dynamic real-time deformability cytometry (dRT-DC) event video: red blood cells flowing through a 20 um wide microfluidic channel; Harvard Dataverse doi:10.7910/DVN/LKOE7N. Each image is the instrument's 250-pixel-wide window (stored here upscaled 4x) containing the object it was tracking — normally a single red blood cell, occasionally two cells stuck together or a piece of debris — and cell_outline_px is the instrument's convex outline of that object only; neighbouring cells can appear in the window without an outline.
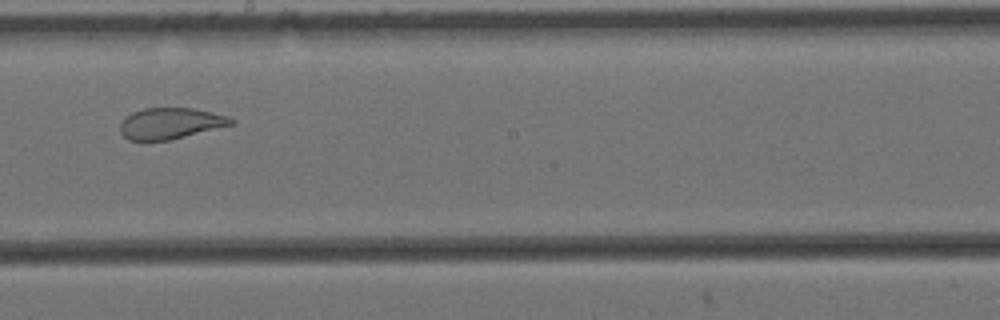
{"species": "Egyptian fruit bat (a non-hibernating species)", "species_latin": "Rousettus aegyptiacus", "temperature_condition": "cold", "stored_images_in_passage": 10, "camera_frame_rate_fps": 3000, "um_per_image_px": 0.085, "animal": {"sex": "female"}, "frame": {"image": 1, "passage_image": 7, "time_ms": 2.0, "image_size_px": [1000, 320], "cell_outline_px": [[236, 124], [172, 140], [128, 140], [120, 132], [120, 124], [124, 116], [132, 112], [144, 108], [192, 108], [212, 112], [228, 116], [236, 120]], "centroid_in_image_um": [14.52, 10.49], "position_along_channel_um": 233.7, "area_um2": 20.46}}
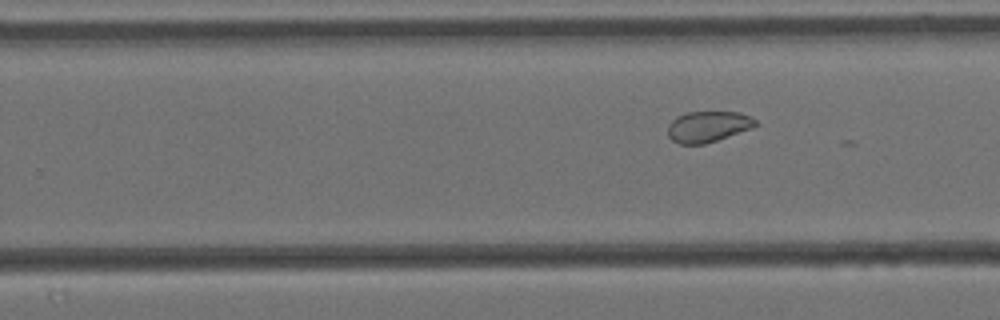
{"frame": {"image": 2, "passage_image": 10, "time_ms": 3.0, "image_size_px": [1000, 320], "cell_outline_px": [[756, 124], [752, 128], [704, 144], [680, 144], [672, 140], [668, 136], [668, 124], [676, 116], [688, 112], [740, 112], [752, 116], [756, 120]], "centroid_in_image_um": [60.16, 10.75], "position_along_channel_um": 269.6, "area_um2": 15.78}}